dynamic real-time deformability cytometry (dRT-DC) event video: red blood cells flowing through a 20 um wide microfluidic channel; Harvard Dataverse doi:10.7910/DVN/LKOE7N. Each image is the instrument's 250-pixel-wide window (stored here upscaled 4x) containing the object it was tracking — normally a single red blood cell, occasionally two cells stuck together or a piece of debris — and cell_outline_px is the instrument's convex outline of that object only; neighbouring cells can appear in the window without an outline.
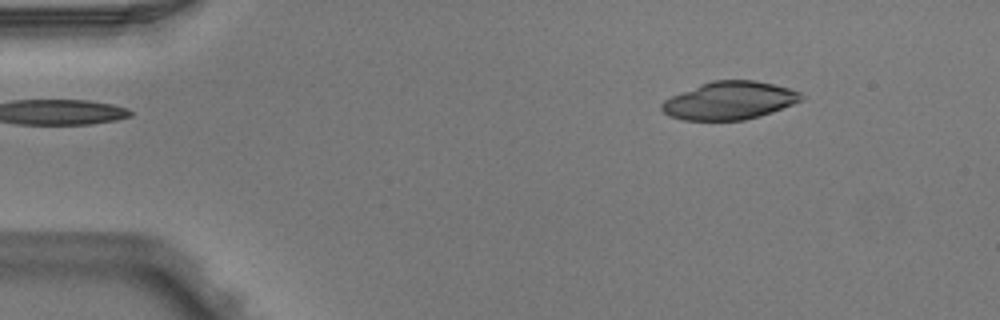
{"species": "Egyptian fruit bat (a non-hibernating species)", "species_latin": "Rousettus aegyptiacus", "temperature_condition": "warm", "stored_images_in_passage": 4, "segment_of_instrument_passage": [1, 2], "camera_frame_rate_fps": 3000, "um_per_image_px": 0.085, "animal": {"sex": "male"}, "frame": {"image": 1, "passage_image": 1, "time_ms": 0.0, "image_size_px": [1000, 320], "cell_outline_px": [[804, 100], [772, 112], [760, 116], [744, 120], [680, 120], [668, 116], [660, 108], [660, 104], [664, 100], [672, 96], [700, 84], [712, 80], [752, 80], [772, 84], [788, 88], [800, 92], [804, 96]], "centroid_in_image_um": [62.0, 8.56], "position_along_channel_um": 23.0, "area_um2": 30.87}}
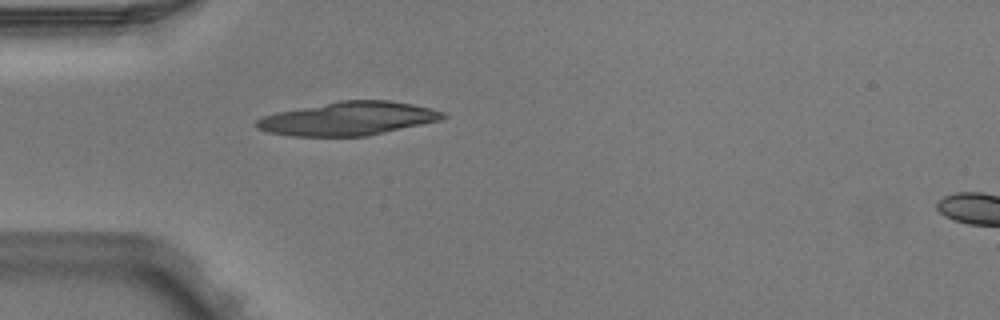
{"frame": {"image": 2, "passage_image": 3, "time_ms": 0.667, "image_size_px": [1000, 320], "cell_outline_px": [[448, 116], [440, 120], [368, 136], [292, 136], [268, 132], [256, 128], [252, 124], [256, 120], [264, 116], [276, 112], [340, 100], [388, 100], [412, 104], [444, 112]], "centroid_in_image_um": [29.56, 10.08], "position_along_channel_um": 55.4, "area_um2": 36.36}}